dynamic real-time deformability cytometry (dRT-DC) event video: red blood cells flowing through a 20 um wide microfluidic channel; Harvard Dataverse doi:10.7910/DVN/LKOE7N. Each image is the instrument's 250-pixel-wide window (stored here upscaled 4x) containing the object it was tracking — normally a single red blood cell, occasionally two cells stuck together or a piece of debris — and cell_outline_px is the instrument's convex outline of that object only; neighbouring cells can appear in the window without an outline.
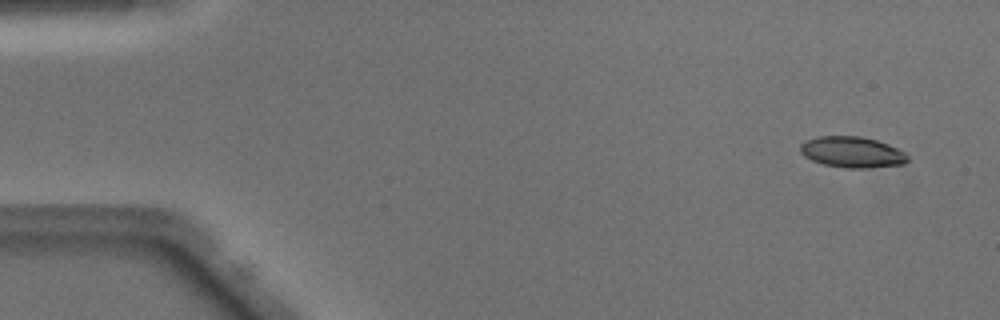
{"species": "Egyptian fruit bat (a non-hibernating species)", "species_latin": "Rousettus aegyptiacus", "temperature_condition": "warm", "stored_images_in_passage": 14, "camera_frame_rate_fps": 3000, "um_per_image_px": 0.085, "animal": {"sex": "male"}, "frame": {"image": 1, "passage_image": 3, "time_ms": 0.667, "image_size_px": [1000, 320], "cell_outline_px": [[908, 160], [904, 164], [864, 168], [848, 168], [824, 164], [812, 160], [804, 156], [800, 152], [800, 144], [816, 136], [860, 136], [876, 140], [888, 144], [904, 152], [908, 156]], "centroid_in_image_um": [72.42, 12.92], "position_along_channel_um": 12.6, "area_um2": 19.25}}